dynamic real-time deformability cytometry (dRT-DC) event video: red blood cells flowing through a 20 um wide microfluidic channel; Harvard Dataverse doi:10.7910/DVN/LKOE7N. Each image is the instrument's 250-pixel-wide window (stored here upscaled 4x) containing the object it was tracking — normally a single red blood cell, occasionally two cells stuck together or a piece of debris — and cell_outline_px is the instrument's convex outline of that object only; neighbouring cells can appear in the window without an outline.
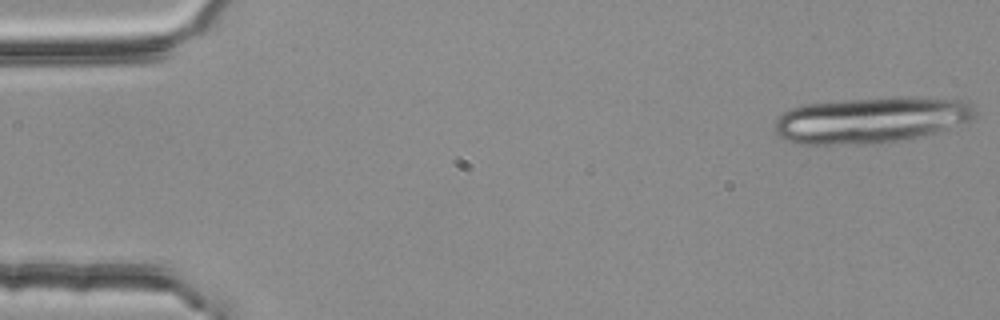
{"species": "common noctule bat (a hibernating species)", "species_latin": "Nyctalus noctula", "temperature_condition": "room temperature", "stored_images_in_passage": 19, "camera_frame_rate_fps": 3000, "um_per_image_px": 0.085, "animal": {"sex": "female", "body_mass_g": 25.1}, "frame": {"image": 1, "passage_image": 1, "time_ms": 0.0, "image_size_px": [1000, 320], "cell_outline_px": [[976, 112], [968, 120], [924, 136], [888, 144], [796, 144], [784, 140], [776, 132], [776, 116], [788, 108], [804, 104], [896, 96], [908, 96], [968, 100]], "centroid_in_image_um": [74.0, 10.2], "position_along_channel_um": 11.0, "area_um2": 54.33}}